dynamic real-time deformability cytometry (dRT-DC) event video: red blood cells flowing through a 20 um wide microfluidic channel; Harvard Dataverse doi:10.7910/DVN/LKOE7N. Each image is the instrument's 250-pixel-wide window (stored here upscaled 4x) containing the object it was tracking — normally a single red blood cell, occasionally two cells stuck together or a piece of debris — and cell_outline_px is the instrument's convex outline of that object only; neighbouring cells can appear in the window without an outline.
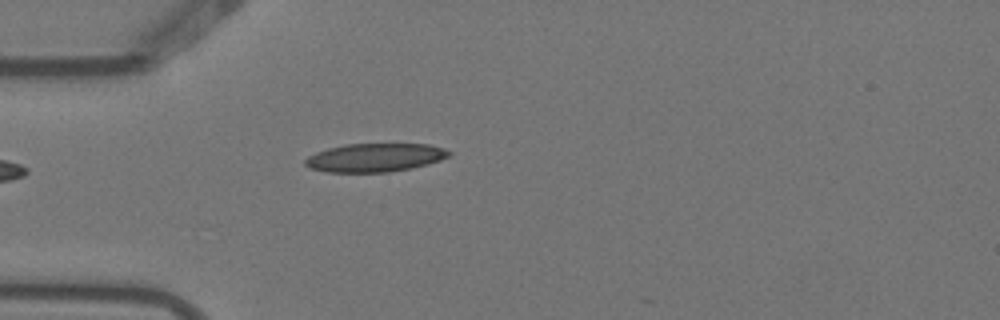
{"species": "Egyptian fruit bat (a non-hibernating species)", "species_latin": "Rousettus aegyptiacus", "temperature_condition": "warm", "stored_images_in_passage": 1, "camera_frame_rate_fps": 3000, "um_per_image_px": 0.085, "animal": {"sex": "female"}, "frame": {"image": 1, "passage_image": 1, "time_ms": 0.0, "image_size_px": [1000, 320], "cell_outline_px": [[452, 152], [448, 156], [440, 160], [428, 164], [412, 168], [388, 172], [328, 172], [308, 168], [304, 164], [304, 160], [308, 156], [316, 152], [328, 148], [344, 144], [428, 144], [444, 148]], "centroid_in_image_um": [31.85, 13.39], "position_along_channel_um": 53.2, "area_um2": 23.93}}